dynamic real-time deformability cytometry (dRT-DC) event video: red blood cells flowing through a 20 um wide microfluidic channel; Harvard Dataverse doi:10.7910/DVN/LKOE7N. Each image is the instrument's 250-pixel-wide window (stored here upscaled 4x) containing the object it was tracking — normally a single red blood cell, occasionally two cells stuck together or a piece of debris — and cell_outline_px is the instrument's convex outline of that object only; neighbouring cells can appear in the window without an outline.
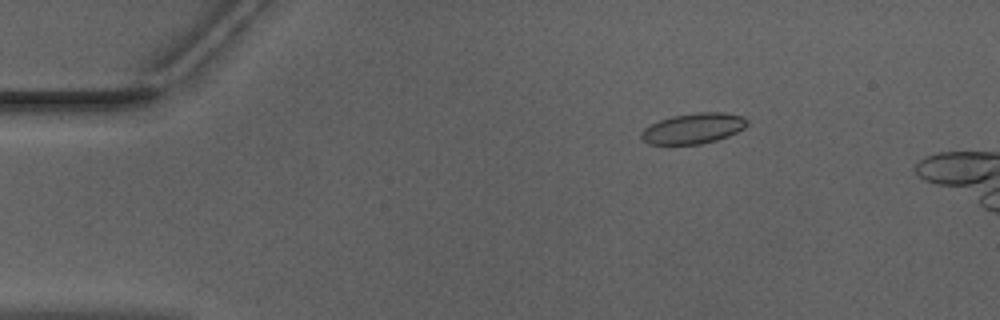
{"species": "Egyptian fruit bat (a non-hibernating species)", "species_latin": "Rousettus aegyptiacus", "temperature_condition": "warm", "stored_images_in_passage": 49, "camera_frame_rate_fps": 3000, "um_per_image_px": 0.085, "animal": {"sex": "male"}, "frame": {"image": 1, "passage_image": 9, "time_ms": 2.667, "image_size_px": [1000, 320], "cell_outline_px": [[748, 124], [744, 128], [728, 136], [716, 140], [700, 144], [648, 144], [640, 136], [640, 132], [644, 128], [660, 120], [672, 116], [696, 112], [724, 112], [744, 116], [748, 120]], "centroid_in_image_um": [58.95, 10.9], "position_along_channel_um": 26.0, "area_um2": 18.84}}
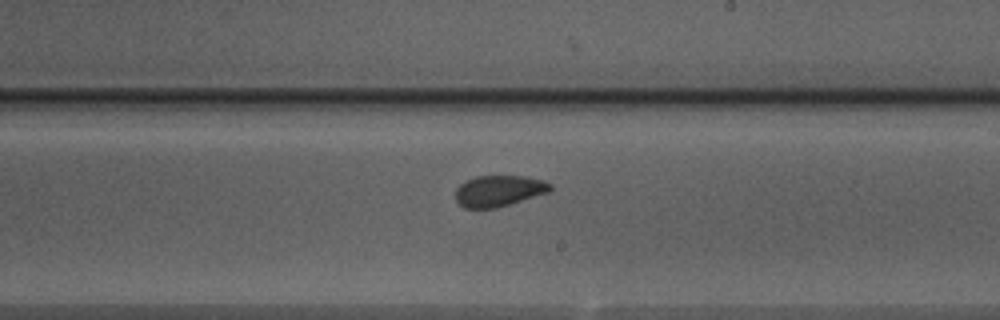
{"frame": {"image": 2, "passage_image": 31, "time_ms": 10.0, "image_size_px": [1000, 320], "cell_outline_px": [[552, 188], [548, 192], [496, 208], [464, 208], [456, 200], [456, 188], [460, 184], [476, 176], [524, 176], [544, 180], [552, 184]], "centroid_in_image_um": [42.4, 16.22], "position_along_channel_um": 246.6, "area_um2": 17.05}}
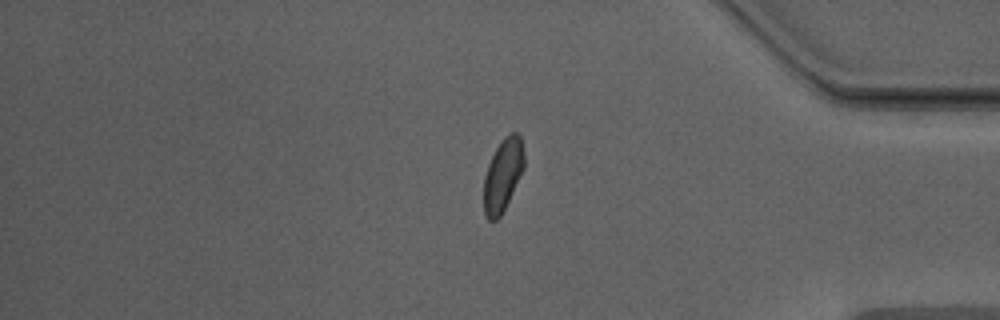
{"frame": {"image": 3, "passage_image": 44, "time_ms": 14.333, "image_size_px": [1000, 320], "cell_outline_px": [[524, 168], [500, 216], [496, 220], [488, 220], [484, 216], [484, 176], [488, 164], [496, 148], [504, 136], [508, 132], [516, 132], [520, 136], [524, 152]], "centroid_in_image_um": [42.73, 14.85], "position_along_channel_um": 392.5, "area_um2": 16.94}}